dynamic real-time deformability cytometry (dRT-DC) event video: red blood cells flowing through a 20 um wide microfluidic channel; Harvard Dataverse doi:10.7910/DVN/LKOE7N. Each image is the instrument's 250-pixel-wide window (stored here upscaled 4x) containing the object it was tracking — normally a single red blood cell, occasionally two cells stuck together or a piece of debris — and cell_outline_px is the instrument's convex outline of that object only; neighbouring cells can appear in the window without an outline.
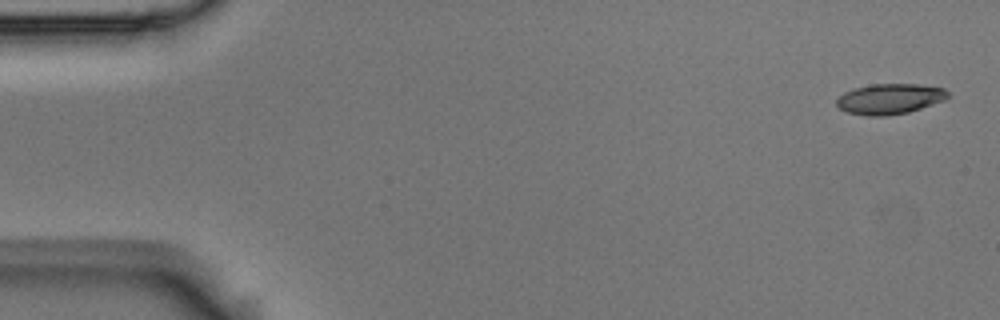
{"species": "Egyptian fruit bat (a non-hibernating species)", "species_latin": "Rousettus aegyptiacus", "temperature_condition": "room temperature", "stored_images_in_passage": 4, "camera_frame_rate_fps": 3000, "um_per_image_px": 0.085, "animal": {"sex": "male"}, "frame": {"image": 1, "passage_image": 1, "time_ms": 0.0, "image_size_px": [1000, 320], "cell_outline_px": [[948, 96], [944, 100], [908, 112], [888, 116], [864, 116], [848, 112], [840, 108], [836, 104], [836, 100], [844, 92], [852, 88], [872, 84], [920, 84], [944, 88], [948, 92]], "centroid_in_image_um": [75.6, 8.4], "position_along_channel_um": 9.4, "area_um2": 19.77}}
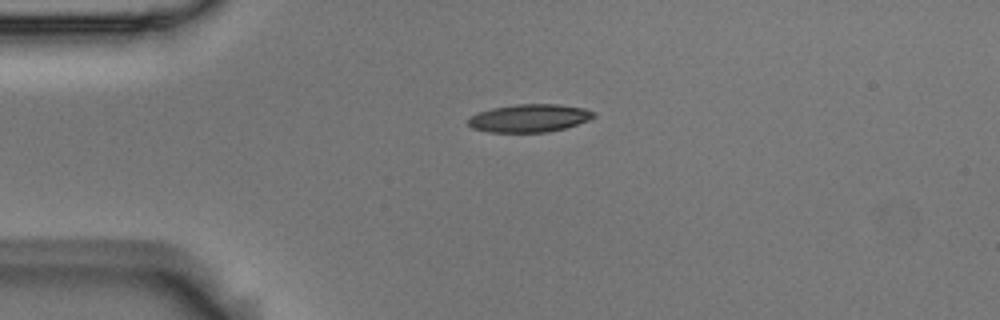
{"frame": {"image": 2, "passage_image": 3, "time_ms": 0.667, "image_size_px": [1000, 320], "cell_outline_px": [[596, 116], [588, 120], [564, 128], [548, 132], [488, 132], [472, 128], [468, 124], [468, 116], [492, 108], [516, 104], [556, 104], [584, 108], [592, 112]], "centroid_in_image_um": [44.95, 10.04], "position_along_channel_um": 40.0, "area_um2": 20.29}}